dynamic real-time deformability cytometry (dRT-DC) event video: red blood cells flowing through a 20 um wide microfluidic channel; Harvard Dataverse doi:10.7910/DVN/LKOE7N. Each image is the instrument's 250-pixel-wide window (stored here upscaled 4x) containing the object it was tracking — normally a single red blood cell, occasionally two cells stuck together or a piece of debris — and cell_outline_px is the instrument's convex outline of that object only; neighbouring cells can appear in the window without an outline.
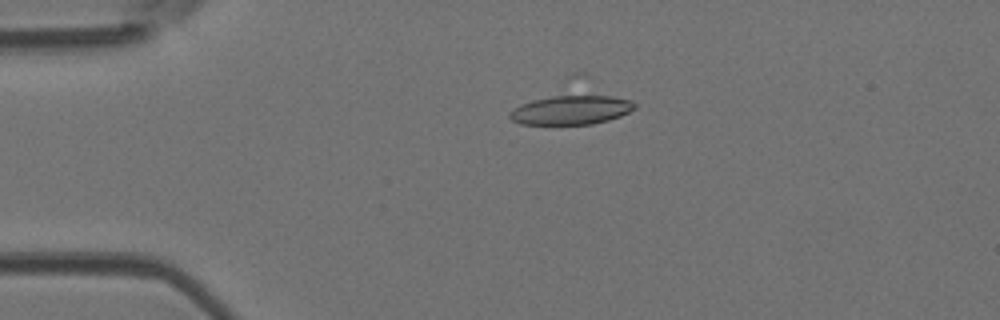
{"species": "Egyptian fruit bat (a non-hibernating species)", "species_latin": "Rousettus aegyptiacus", "temperature_condition": "room temperature", "stored_images_in_passage": 38, "camera_frame_rate_fps": 3000, "um_per_image_px": 0.085, "animal": {"sex": "female"}, "frame": {"image": 1, "passage_image": 11, "time_ms": 3.333, "image_size_px": [1000, 320], "cell_outline_px": [[636, 108], [620, 116], [608, 120], [592, 124], [520, 124], [512, 120], [508, 116], [508, 112], [512, 108], [520, 104], [532, 100], [568, 92], [588, 92], [612, 96], [632, 100], [636, 104]], "centroid_in_image_um": [48.56, 9.28], "position_along_channel_um": 36.4, "area_um2": 22.43}}
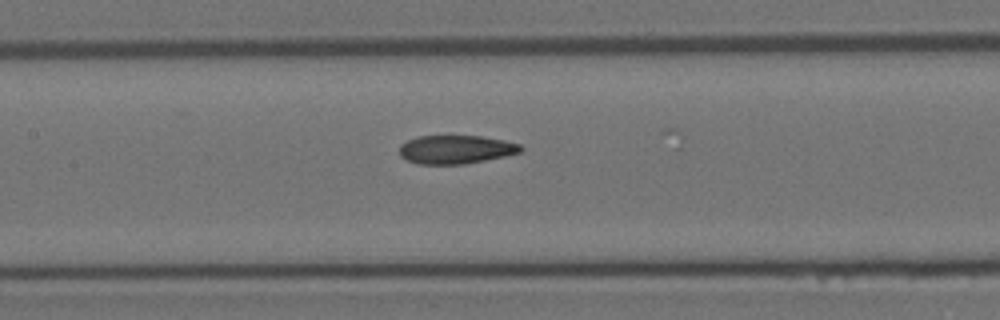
{"frame": {"image": 2, "passage_image": 23, "time_ms": 7.333, "image_size_px": [1000, 320], "cell_outline_px": [[524, 148], [520, 152], [504, 156], [464, 164], [416, 164], [404, 160], [400, 156], [400, 144], [408, 140], [420, 136], [480, 136], [504, 140], [520, 144]], "centroid_in_image_um": [38.72, 12.71], "position_along_channel_um": 168.7, "area_um2": 20.17}}
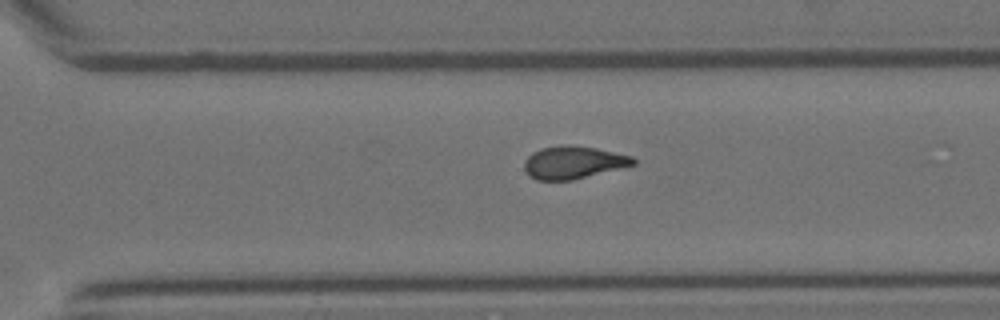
{"frame": {"image": 3, "passage_image": 34, "time_ms": 11.0, "image_size_px": [1000, 320], "cell_outline_px": [[636, 164], [572, 180], [536, 180], [528, 176], [524, 168], [524, 160], [532, 152], [540, 148], [560, 144], [568, 144], [596, 148], [632, 156], [636, 160]], "centroid_in_image_um": [48.69, 13.79], "position_along_channel_um": 321.9, "area_um2": 20.87}}